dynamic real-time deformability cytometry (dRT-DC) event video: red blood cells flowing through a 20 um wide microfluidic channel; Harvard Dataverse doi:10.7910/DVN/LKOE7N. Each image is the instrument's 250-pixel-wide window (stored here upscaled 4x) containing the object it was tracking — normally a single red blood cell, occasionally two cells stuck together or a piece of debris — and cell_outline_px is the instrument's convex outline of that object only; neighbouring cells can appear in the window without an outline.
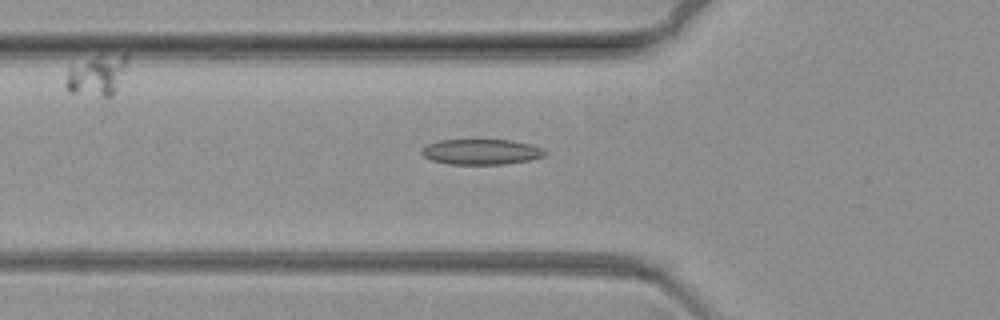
{"species": "common noctule bat (a hibernating species)", "species_latin": "Nyctalus noctula", "temperature_condition": "warm", "stored_images_in_passage": 60, "camera_frame_rate_fps": 3000, "um_per_image_px": 0.085, "animal": {"sex": "female", "body_mass_g": 19.3, "forearm_length_mm": 54.1}, "frame": {"image": 1, "passage_image": 16, "time_ms": 5.0, "image_size_px": [1000, 320], "cell_outline_px": [[548, 152], [544, 156], [528, 160], [504, 164], [448, 164], [432, 160], [424, 156], [420, 152], [428, 144], [440, 140], [512, 140], [532, 144]], "centroid_in_image_um": [40.92, 12.9], "position_along_channel_um": 84.9, "area_um2": 18.15}}
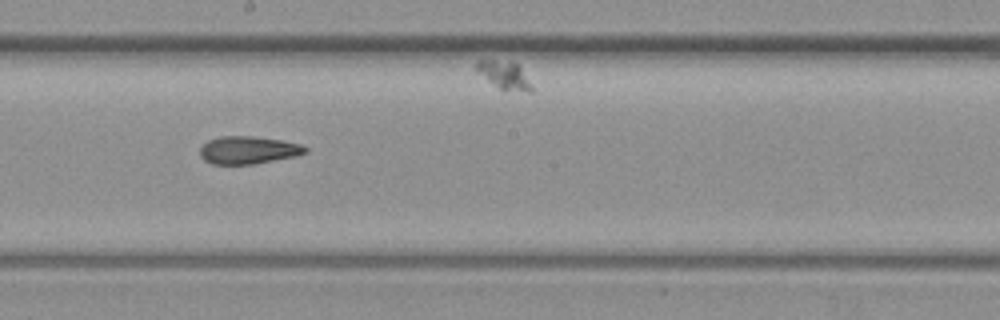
{"frame": {"image": 2, "passage_image": 30, "time_ms": 9.667, "image_size_px": [1000, 320], "cell_outline_px": [[308, 152], [296, 156], [252, 164], [212, 164], [204, 160], [200, 156], [200, 148], [208, 140], [220, 136], [252, 136], [280, 140], [300, 144], [308, 148]], "centroid_in_image_um": [21.09, 12.75], "position_along_channel_um": 227.1, "area_um2": 16.94}}
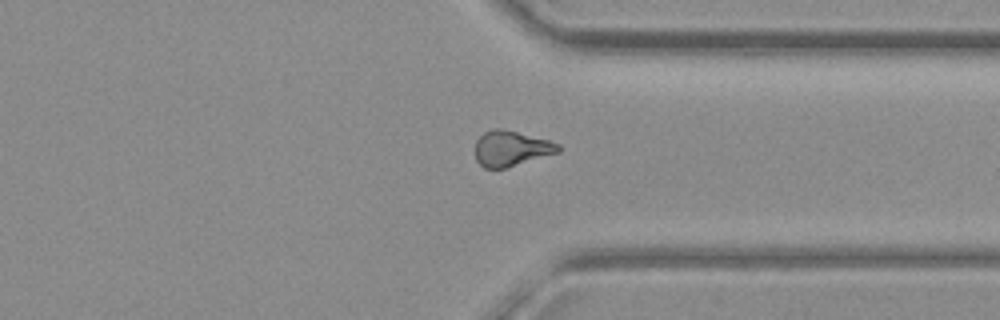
{"frame": {"image": 3, "passage_image": 44, "time_ms": 14.333, "image_size_px": [1000, 320], "cell_outline_px": [[560, 152], [504, 168], [484, 168], [476, 160], [476, 140], [484, 132], [492, 128], [504, 128], [548, 140], [560, 144]], "centroid_in_image_um": [43.44, 12.6], "position_along_channel_um": 368.0, "area_um2": 17.11}}